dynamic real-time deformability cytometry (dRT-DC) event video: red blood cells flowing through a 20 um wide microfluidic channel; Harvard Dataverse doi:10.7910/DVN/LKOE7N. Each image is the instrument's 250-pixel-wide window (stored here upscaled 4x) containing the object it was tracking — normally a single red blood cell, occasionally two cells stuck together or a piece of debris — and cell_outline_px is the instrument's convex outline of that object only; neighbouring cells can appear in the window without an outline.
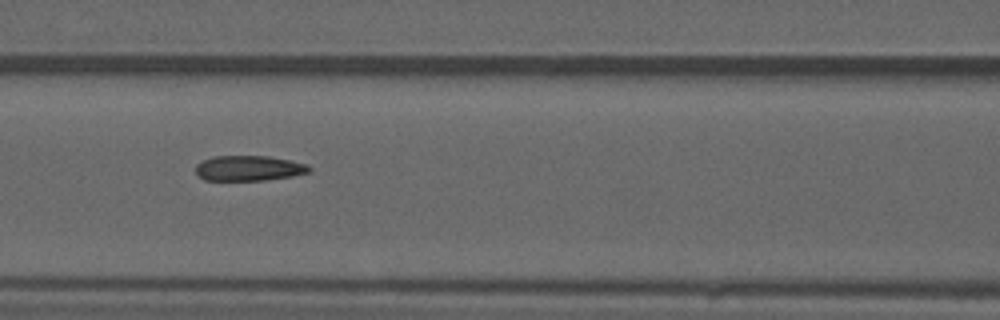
{"species": "common noctule bat (a hibernating species)", "species_latin": "Nyctalus noctula", "temperature_condition": "warm", "stored_images_in_passage": 49, "camera_frame_rate_fps": 3000, "um_per_image_px": 0.085, "animal": {"sex": "male", "forearm_length_mm": 52.5}, "frame": {"image": 1, "passage_image": 22, "time_ms": 7.0, "image_size_px": [1000, 320], "cell_outline_px": [[312, 168], [308, 172], [292, 176], [264, 180], [204, 180], [196, 172], [196, 164], [212, 156], [268, 156], [308, 164]], "centroid_in_image_um": [21.15, 14.29], "position_along_channel_um": 145.5, "area_um2": 16.59}, "authors_computed_cell_mechanics": {"area_um2": 17.5134, "velocity_mm_per_s": 3.7245, "shape_relaxation_time_tau1_ms": null, "shape_relaxation_time_tau2_ms": 2.3915, "deformation_change_tau1": null, "deformation_change_tau2": 0.0949}}